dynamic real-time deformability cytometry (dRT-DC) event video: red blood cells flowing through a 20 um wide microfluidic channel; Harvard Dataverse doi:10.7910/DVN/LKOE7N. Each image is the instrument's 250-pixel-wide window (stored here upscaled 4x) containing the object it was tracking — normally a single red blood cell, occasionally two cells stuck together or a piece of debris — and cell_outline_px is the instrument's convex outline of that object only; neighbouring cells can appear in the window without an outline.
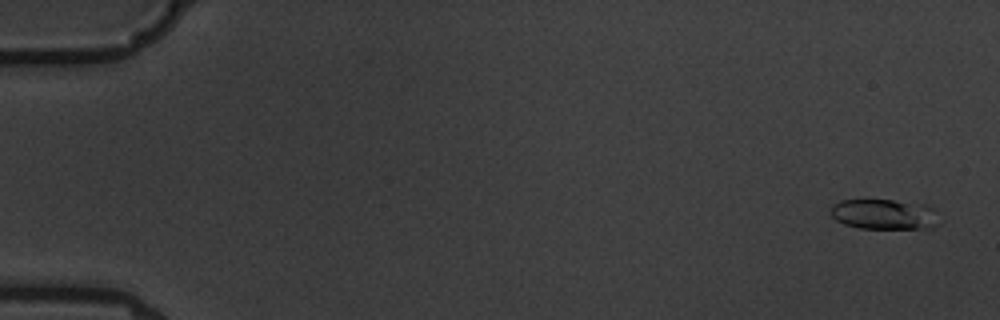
{"species": "common noctule bat (a hibernating species)", "species_latin": "Nyctalus noctula", "temperature_condition": "warm", "stored_images_in_passage": 10, "camera_frame_rate_fps": 3000, "um_per_image_px": 0.085, "animal": {"sex": "male", "body_mass_g": 19.5, "forearm_length_mm": 54.6}, "frame": {"image": 1, "passage_image": 1, "time_ms": 0.0, "image_size_px": [1000, 320], "cell_outline_px": [[940, 224], [936, 228], [860, 228], [844, 224], [836, 220], [832, 216], [832, 204], [840, 200], [892, 200], [924, 204], [932, 208]], "centroid_in_image_um": [75.17, 18.22], "position_along_channel_um": 9.8, "area_um2": 19.07}}
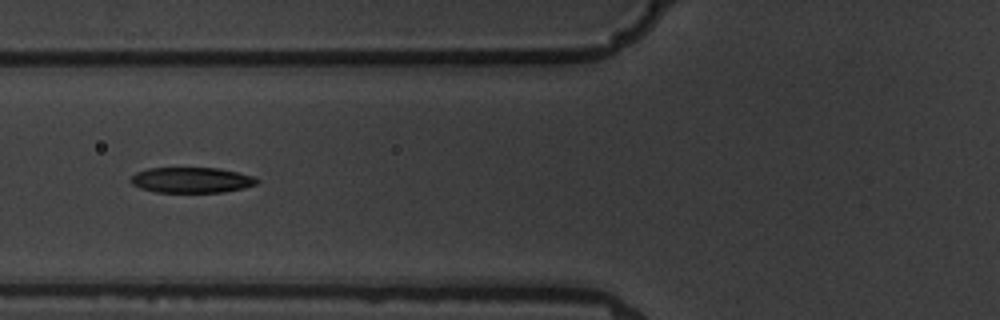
{"frame": {"image": 2, "passage_image": 7, "time_ms": 7.0, "image_size_px": [1000, 320], "cell_outline_px": [[260, 180], [256, 184], [244, 188], [224, 192], [152, 192], [140, 188], [132, 184], [128, 180], [136, 172], [148, 168], [220, 168], [252, 176]], "centroid_in_image_um": [16.24, 15.31], "position_along_channel_um": 109.6, "area_um2": 18.84}}
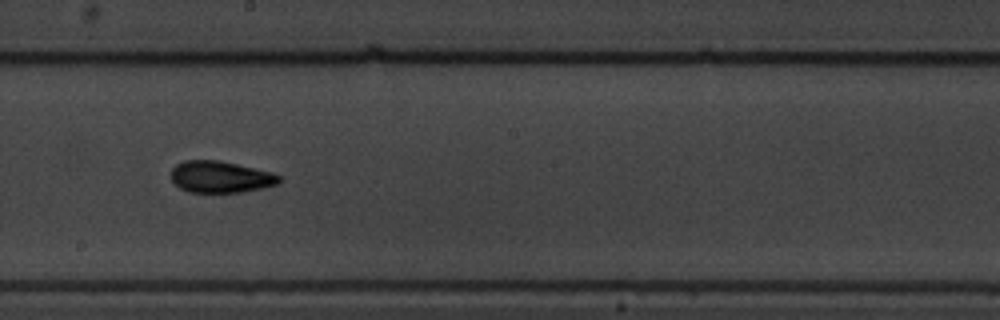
{"frame": {"image": 3, "passage_image": 10, "time_ms": 10.333, "image_size_px": [1000, 320], "cell_outline_px": [[280, 180], [276, 184], [260, 188], [240, 192], [188, 192], [180, 188], [172, 180], [172, 168], [176, 164], [184, 160], [220, 160], [272, 172], [280, 176]], "centroid_in_image_um": [18.72, 15.02], "position_along_channel_um": 229.5, "area_um2": 19.77}}